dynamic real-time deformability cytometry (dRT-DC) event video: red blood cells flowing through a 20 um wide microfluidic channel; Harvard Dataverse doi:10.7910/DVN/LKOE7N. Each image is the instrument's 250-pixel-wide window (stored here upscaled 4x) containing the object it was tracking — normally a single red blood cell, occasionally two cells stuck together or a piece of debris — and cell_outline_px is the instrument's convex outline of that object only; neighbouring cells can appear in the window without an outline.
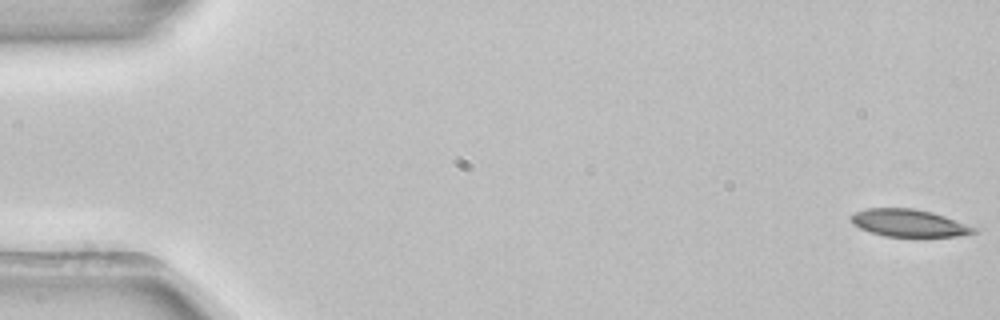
{"species": "common noctule bat (a hibernating species)", "species_latin": "Nyctalus noctula", "temperature_condition": "room temperature", "stored_images_in_passage": 53, "camera_frame_rate_fps": 3000, "um_per_image_px": 0.085, "animal": {"sex": "female", "body_mass_g": 22.7, "forearm_length_mm": 54.2}, "frame": {"image": 1, "passage_image": 1, "time_ms": 0.0, "image_size_px": [1000, 320], "cell_outline_px": [[976, 232], [960, 236], [884, 236], [860, 228], [852, 224], [848, 216], [856, 212], [868, 208], [912, 208], [932, 212], [944, 216], [976, 228]], "centroid_in_image_um": [77.2, 18.95], "position_along_channel_um": 7.8, "area_um2": 19.36}}
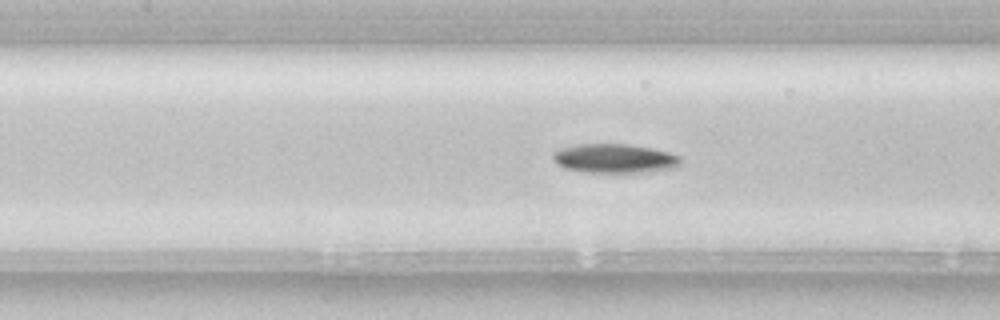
{"frame": {"image": 2, "passage_image": 24, "time_ms": 7.667, "image_size_px": [1000, 320], "cell_outline_px": [[680, 164], [676, 168], [652, 172], [588, 172], [564, 168], [556, 164], [552, 156], [552, 152], [560, 148], [576, 144], [628, 144], [652, 148], [668, 152], [680, 156]], "centroid_in_image_um": [52.24, 13.47], "position_along_channel_um": 155.2, "area_um2": 21.85}}
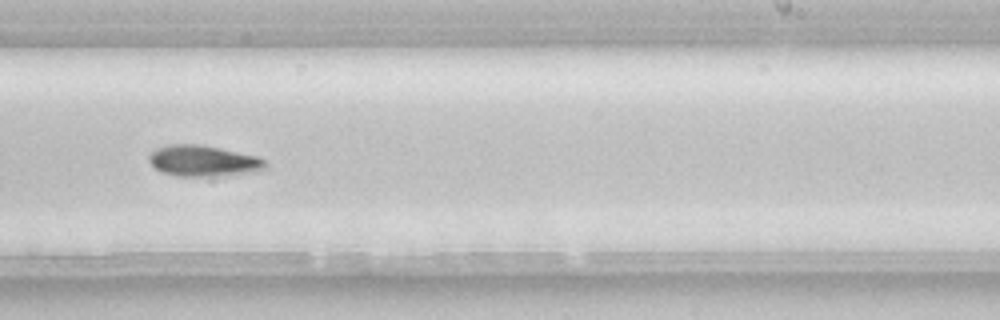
{"frame": {"image": 3, "passage_image": 33, "time_ms": 10.667, "image_size_px": [1000, 320], "cell_outline_px": [[268, 164], [264, 168], [256, 172], [212, 176], [176, 176], [160, 172], [148, 160], [148, 156], [156, 148], [168, 144], [200, 144], [220, 148], [256, 156], [264, 160]], "centroid_in_image_um": [17.25, 13.67], "position_along_channel_um": 271.8, "area_um2": 21.04}, "authors_computed_cell_mechanics": {"area_um2": 20.4034, "velocity_mm_per_s": 3.8997, "shape_relaxation_time_tau1_ms": 10.1516, "shape_relaxation_time_tau2_ms": null, "deformation_change_tau1": 0.1823, "deformation_change_tau2": null}}